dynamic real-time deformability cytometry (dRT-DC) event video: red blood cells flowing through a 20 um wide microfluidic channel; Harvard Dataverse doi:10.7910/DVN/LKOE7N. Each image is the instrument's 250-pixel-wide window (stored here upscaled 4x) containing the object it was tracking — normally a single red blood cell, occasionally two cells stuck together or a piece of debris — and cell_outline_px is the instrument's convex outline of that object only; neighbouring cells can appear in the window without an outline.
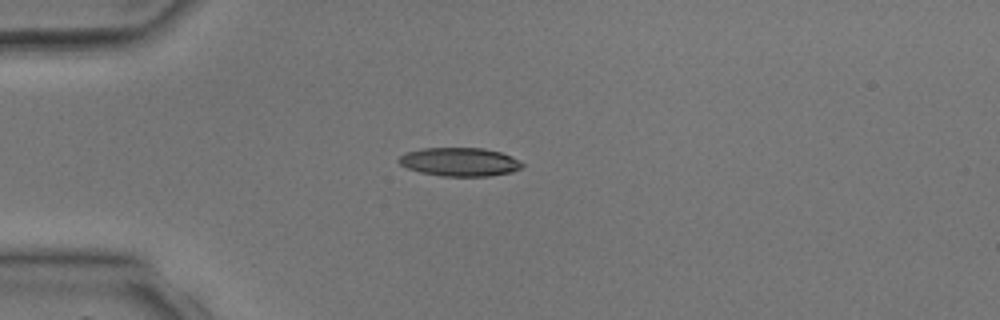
{"species": "common noctule bat (a hibernating species)", "species_latin": "Nyctalus noctula", "temperature_condition": "room temperature", "stored_images_in_passage": 4, "camera_frame_rate_fps": 3000, "um_per_image_px": 0.085, "animal": {"sex": "male", "body_mass_g": 17.9, "forearm_length_mm": 54.2}, "frame": {"image": 1, "passage_image": 4, "time_ms": 3.333, "image_size_px": [1000, 320], "cell_outline_px": [[524, 164], [520, 168], [512, 172], [488, 176], [440, 176], [420, 172], [408, 168], [400, 164], [396, 160], [404, 152], [424, 148], [484, 148], [500, 152], [512, 156], [520, 160]], "centroid_in_image_um": [39.06, 13.76], "position_along_channel_um": 45.9, "area_um2": 20.63}}